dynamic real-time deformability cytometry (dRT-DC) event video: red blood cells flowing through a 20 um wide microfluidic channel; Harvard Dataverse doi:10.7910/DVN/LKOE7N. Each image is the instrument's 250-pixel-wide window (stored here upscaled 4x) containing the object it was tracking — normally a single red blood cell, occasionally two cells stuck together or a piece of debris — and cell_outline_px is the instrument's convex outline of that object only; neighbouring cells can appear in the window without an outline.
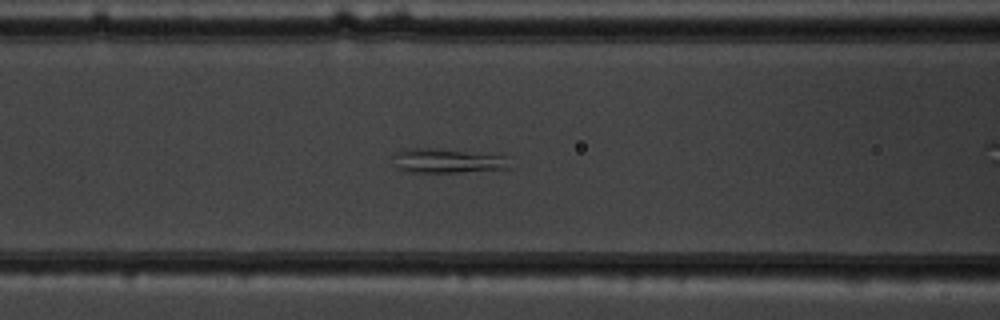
{"species": "common noctule bat (a hibernating species)", "species_latin": "Nyctalus noctula", "temperature_condition": "warm", "stored_images_in_passage": 41, "camera_frame_rate_fps": 3000, "um_per_image_px": 0.085, "animal": {"sex": "male", "body_mass_g": 19.5, "forearm_length_mm": 54.6}, "frame": {"image": 1, "passage_image": 10, "time_ms": 3.0, "image_size_px": [1000, 320], "cell_outline_px": [[508, 168], [456, 172], [412, 172], [396, 168], [392, 152], [400, 148], [432, 148], [504, 156]], "centroid_in_image_um": [37.84, 13.65], "position_along_channel_um": 128.8, "area_um2": 16.18}}
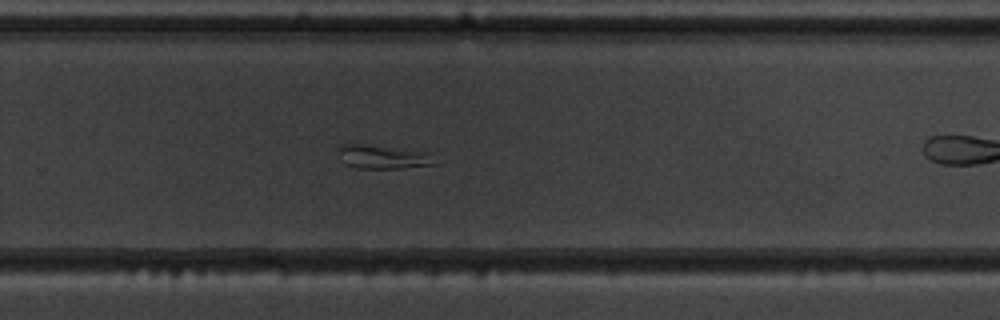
{"frame": {"image": 2, "passage_image": 23, "time_ms": 7.333, "image_size_px": [1000, 320], "cell_outline_px": [[436, 164], [404, 168], [356, 168], [344, 164], [336, 152], [336, 148], [344, 144], [364, 144], [400, 148], [432, 152]], "centroid_in_image_um": [32.54, 13.33], "position_along_channel_um": 297.3, "area_um2": 13.7}}
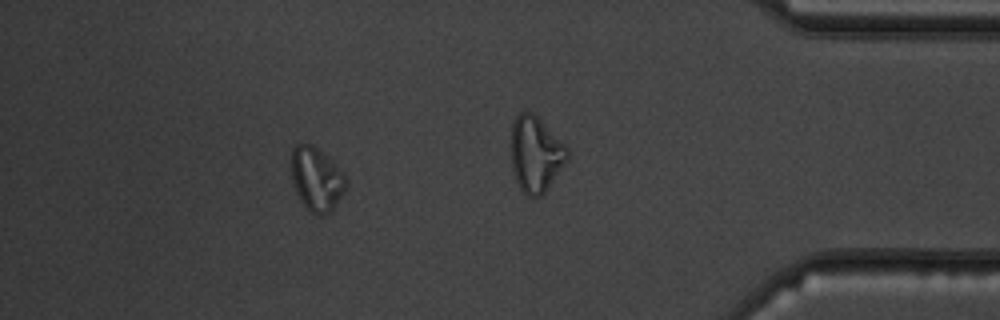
{"frame": {"image": 3, "passage_image": 35, "time_ms": 11.333, "image_size_px": [1000, 320], "cell_outline_px": [[348, 184], [344, 192], [332, 212], [320, 216], [316, 216], [308, 212], [296, 192], [292, 180], [292, 148], [296, 144], [312, 144], [332, 160], [336, 164], [348, 180]], "centroid_in_image_um": [26.93, 15.26], "position_along_channel_um": 408.3, "area_um2": 20.58}}